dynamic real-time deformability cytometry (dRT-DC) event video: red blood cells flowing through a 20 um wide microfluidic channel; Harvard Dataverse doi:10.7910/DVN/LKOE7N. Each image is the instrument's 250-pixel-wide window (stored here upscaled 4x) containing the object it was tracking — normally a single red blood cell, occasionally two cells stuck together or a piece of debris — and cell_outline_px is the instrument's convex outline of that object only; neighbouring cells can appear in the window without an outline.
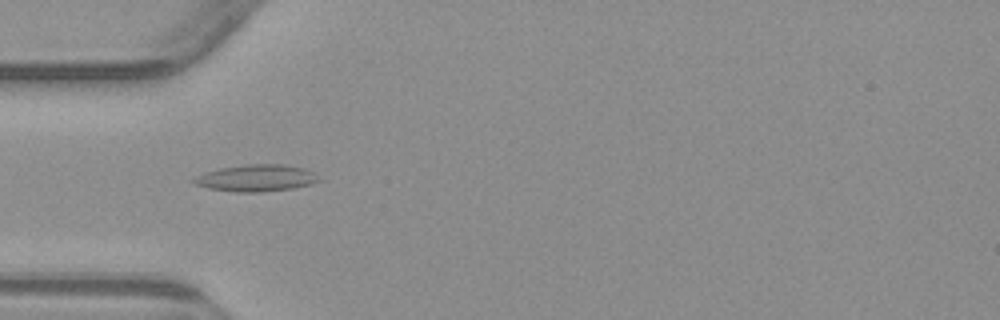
{"species": "common noctule bat (a hibernating species)", "species_latin": "Nyctalus noctula", "temperature_condition": "warm", "stored_images_in_passage": 3, "camera_frame_rate_fps": 3000, "um_per_image_px": 0.085, "animal": {"sex": "male", "body_mass_g": 23.1, "forearm_length_mm": 52.7}, "frame": {"image": 1, "passage_image": 1, "time_ms": 0.0, "image_size_px": [1000, 320], "cell_outline_px": [[320, 180], [312, 184], [292, 188], [260, 192], [236, 192], [208, 188], [196, 184], [192, 180], [196, 176], [204, 172], [220, 168], [244, 164], [284, 164], [304, 168], [312, 172]], "centroid_in_image_um": [21.76, 15.13], "position_along_channel_um": 63.2, "area_um2": 19.42}}
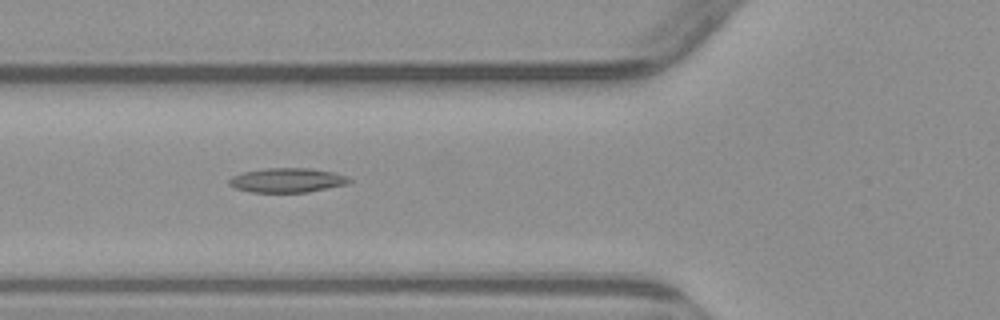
{"frame": {"image": 2, "passage_image": 2, "time_ms": 1.0, "image_size_px": [1000, 320], "cell_outline_px": [[352, 180], [348, 184], [308, 192], [252, 192], [236, 188], [228, 184], [228, 180], [232, 176], [244, 172], [264, 168], [312, 168], [336, 172], [348, 176]], "centroid_in_image_um": [24.46, 15.31], "position_along_channel_um": 101.3, "area_um2": 17.22}}
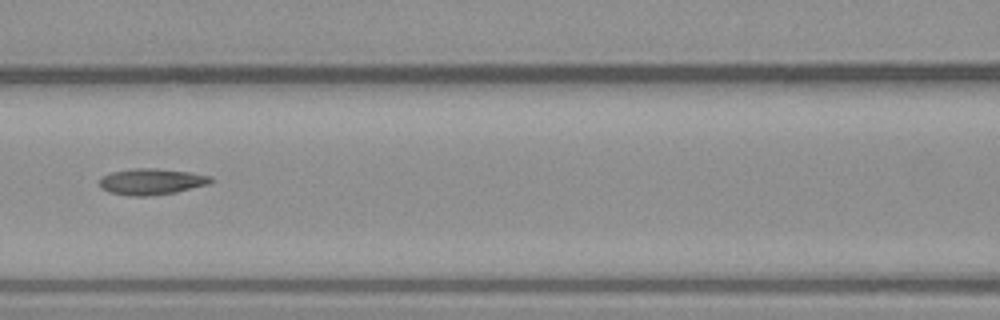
{"frame": {"image": 3, "passage_image": 3, "time_ms": 2.333, "image_size_px": [1000, 320], "cell_outline_px": [[216, 180], [208, 184], [176, 192], [148, 196], [132, 196], [108, 192], [100, 188], [100, 180], [104, 176], [112, 172], [132, 168], [156, 168], [188, 172], [212, 176]], "centroid_in_image_um": [12.9, 15.43], "position_along_channel_um": 153.7, "area_um2": 16.99}}